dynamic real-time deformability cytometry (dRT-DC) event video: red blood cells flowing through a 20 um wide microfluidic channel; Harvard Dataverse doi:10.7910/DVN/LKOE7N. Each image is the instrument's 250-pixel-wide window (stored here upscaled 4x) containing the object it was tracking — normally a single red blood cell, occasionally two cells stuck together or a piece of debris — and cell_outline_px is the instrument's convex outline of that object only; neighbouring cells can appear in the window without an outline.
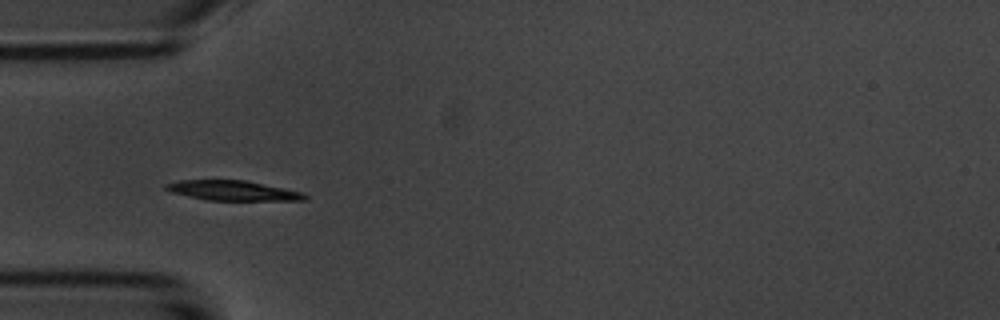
{"species": "common noctule bat (a hibernating species)", "species_latin": "Nyctalus noctula", "temperature_condition": "room temperature", "stored_images_in_passage": 6, "camera_frame_rate_fps": 3000, "um_per_image_px": 0.085, "animal": {"sex": "male", "body_mass_g": 20.1, "forearm_length_mm": 53.5}, "frame": {"image": 1, "passage_image": 5, "time_ms": 4.667, "image_size_px": [1000, 320], "cell_outline_px": [[308, 200], [208, 200], [188, 196], [172, 192], [164, 188], [164, 184], [180, 180], [244, 180], [304, 192], [308, 196]], "centroid_in_image_um": [19.81, 16.2], "position_along_channel_um": 65.2, "area_um2": 16.01}}